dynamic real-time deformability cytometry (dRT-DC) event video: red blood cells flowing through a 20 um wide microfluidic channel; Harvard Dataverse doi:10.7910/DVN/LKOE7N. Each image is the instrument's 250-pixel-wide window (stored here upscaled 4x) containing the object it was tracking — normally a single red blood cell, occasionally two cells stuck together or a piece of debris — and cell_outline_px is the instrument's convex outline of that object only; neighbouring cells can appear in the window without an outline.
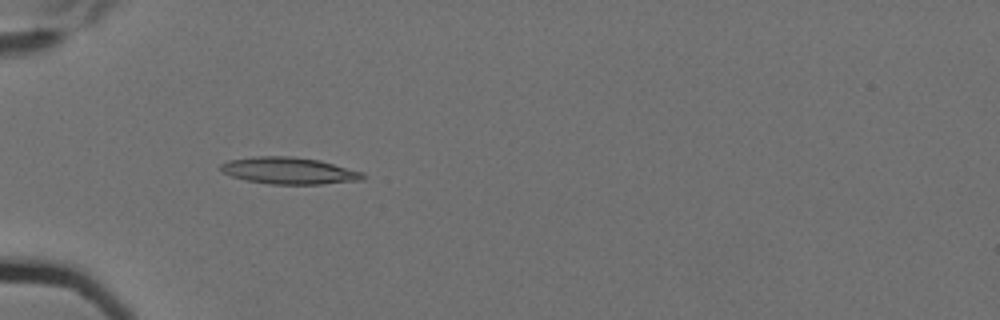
{"species": "Egyptian fruit bat (a non-hibernating species)", "species_latin": "Rousettus aegyptiacus", "temperature_condition": "cold", "stored_images_in_passage": 6, "camera_frame_rate_fps": 3000, "um_per_image_px": 0.085, "animal": {"sex": "female"}, "frame": {"image": 1, "passage_image": 5, "time_ms": 1.333, "image_size_px": [1000, 320], "cell_outline_px": [[364, 180], [320, 184], [268, 184], [248, 180], [232, 176], [224, 172], [220, 168], [220, 164], [228, 160], [252, 156], [288, 156], [320, 160], [364, 172]], "centroid_in_image_um": [24.59, 14.5], "position_along_channel_um": 60.4, "area_um2": 22.2}}
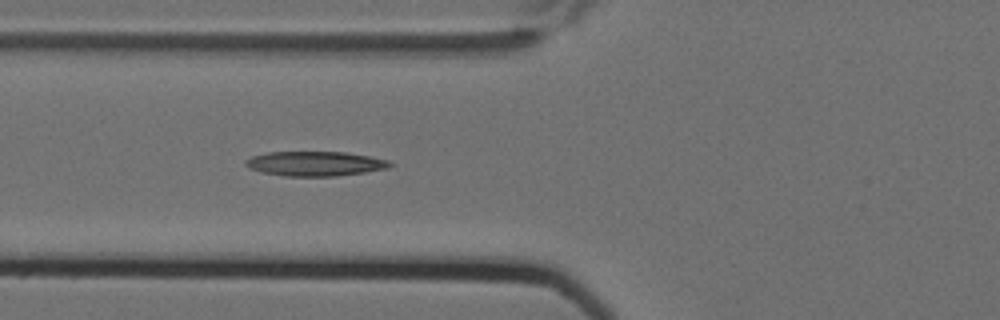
{"frame": {"image": 2, "passage_image": 6, "time_ms": 1.667, "image_size_px": [1000, 320], "cell_outline_px": [[396, 164], [388, 168], [364, 172], [336, 176], [284, 176], [260, 172], [248, 168], [244, 164], [244, 160], [252, 156], [268, 152], [344, 152], [368, 156], [388, 160]], "centroid_in_image_um": [26.76, 13.91], "position_along_channel_um": 99.0, "area_um2": 20.81}}